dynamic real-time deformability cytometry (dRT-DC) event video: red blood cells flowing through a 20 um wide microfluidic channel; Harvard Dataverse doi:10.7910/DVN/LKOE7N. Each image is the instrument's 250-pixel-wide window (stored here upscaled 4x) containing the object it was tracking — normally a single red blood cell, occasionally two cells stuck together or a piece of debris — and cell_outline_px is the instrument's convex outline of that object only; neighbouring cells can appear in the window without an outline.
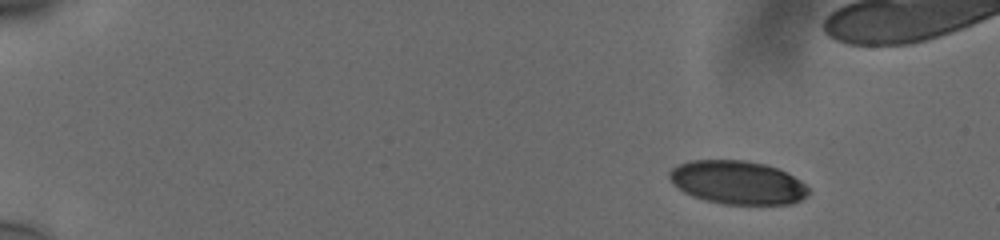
{"species": "human", "species_latin": "Homo sapiens", "temperature_condition": "cold", "stored_images_in_passage": 47, "camera_frame_rate_fps": 3000, "um_per_image_px": 0.085, "donor": {"sex": "male"}, "frame": {"image": 1, "passage_image": 1, "time_ms": 0.0, "image_size_px": [1000, 240], "cell_outline_px": [[808, 196], [792, 204], [724, 204], [692, 196], [684, 192], [672, 184], [668, 176], [668, 172], [676, 164], [692, 160], [744, 160], [764, 164], [776, 168], [800, 180], [808, 188]], "centroid_in_image_um": [62.65, 15.51], "position_along_channel_um": 22.3, "area_um2": 35.14}}
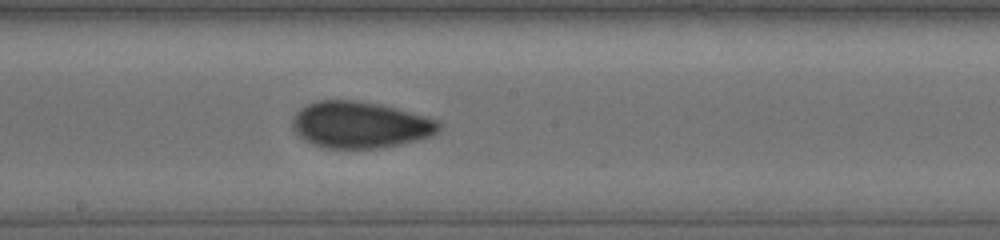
{"frame": {"image": 2, "passage_image": 27, "time_ms": 8.667, "image_size_px": [1000, 240], "cell_outline_px": [[440, 128], [432, 136], [400, 144], [376, 148], [324, 148], [312, 144], [296, 136], [292, 128], [292, 116], [300, 108], [308, 104], [320, 100], [352, 100], [380, 104], [396, 108], [424, 116], [436, 120], [440, 124]], "centroid_in_image_um": [30.54, 10.61], "position_along_channel_um": 217.7, "area_um2": 39.71}}
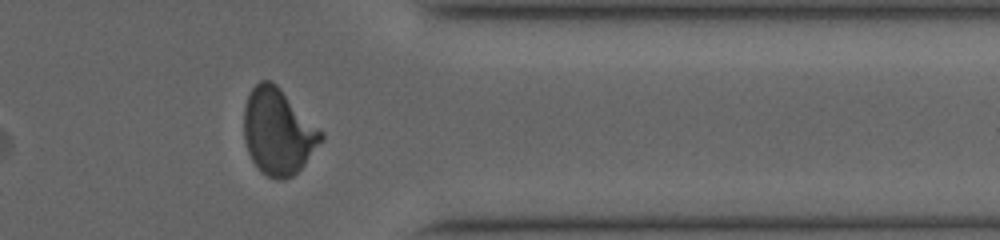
{"frame": {"image": 3, "passage_image": 41, "time_ms": 13.333, "image_size_px": [1000, 240], "cell_outline_px": [[324, 136], [300, 168], [292, 176], [284, 180], [276, 180], [260, 172], [252, 160], [248, 152], [244, 140], [244, 108], [248, 96], [252, 88], [260, 80], [268, 80], [276, 84], [324, 132]], "centroid_in_image_um": [23.61, 11.19], "position_along_channel_um": 387.8, "area_um2": 38.38}}